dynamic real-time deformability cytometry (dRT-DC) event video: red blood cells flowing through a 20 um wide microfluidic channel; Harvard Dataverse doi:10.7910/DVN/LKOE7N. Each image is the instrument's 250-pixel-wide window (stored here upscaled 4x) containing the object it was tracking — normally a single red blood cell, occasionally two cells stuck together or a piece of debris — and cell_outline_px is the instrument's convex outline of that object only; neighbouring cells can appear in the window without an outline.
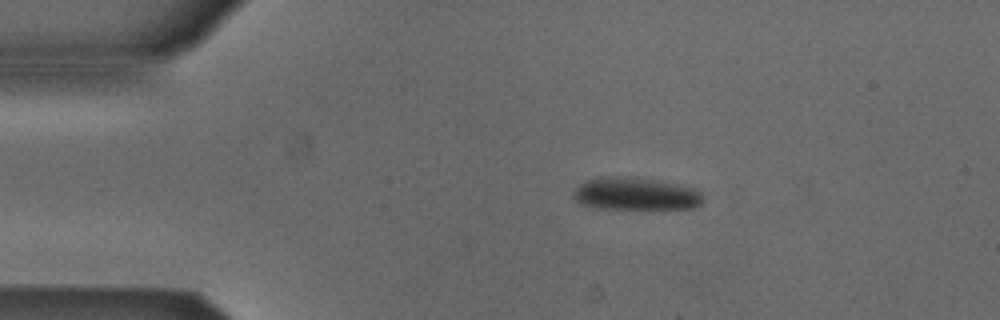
{"species": "Egyptian fruit bat (a non-hibernating species)", "species_latin": "Rousettus aegyptiacus", "temperature_condition": "cold", "stored_images_in_passage": 44, "camera_frame_rate_fps": 3000, "um_per_image_px": 0.085, "animal": {"sex": "male"}, "frame": {"image": 1, "passage_image": 1, "time_ms": 0.0, "image_size_px": [1000, 320], "cell_outline_px": [[704, 200], [700, 204], [692, 208], [600, 208], [580, 204], [572, 196], [572, 192], [580, 184], [588, 180], [600, 176], [636, 176], [684, 184], [696, 188], [704, 196]], "centroid_in_image_um": [54.06, 16.44], "position_along_channel_um": 30.9, "area_um2": 25.09}}
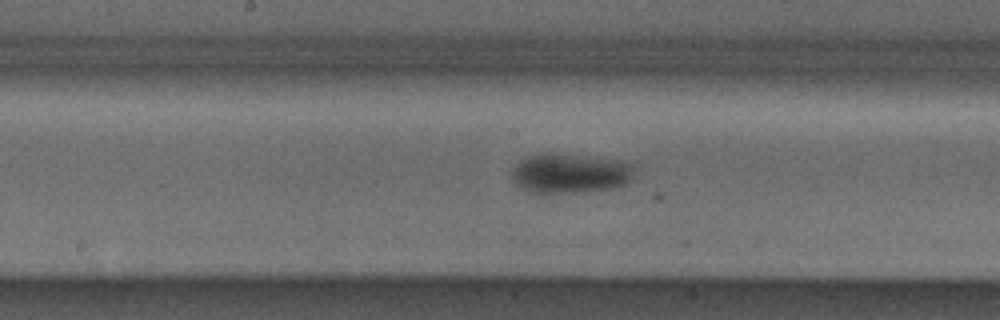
{"frame": {"image": 2, "passage_image": 18, "time_ms": 5.667, "image_size_px": [1000, 320], "cell_outline_px": [[640, 164], [628, 184], [616, 188], [572, 192], [532, 192], [516, 184], [512, 176], [512, 168], [520, 160], [544, 152], [552, 152], [624, 160]], "centroid_in_image_um": [48.59, 14.7], "position_along_channel_um": 199.6, "area_um2": 28.84}}
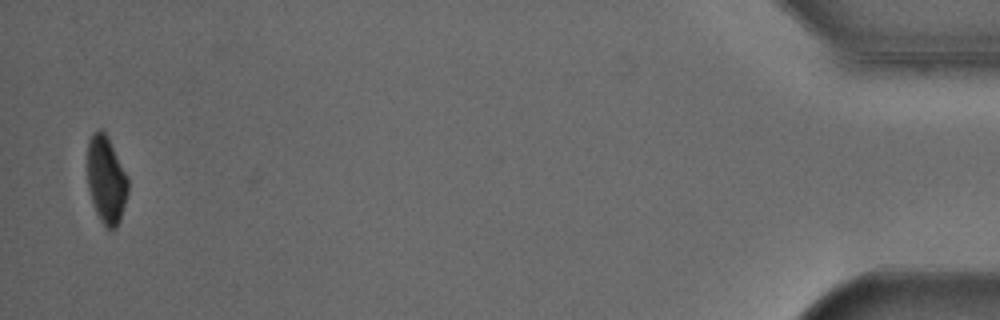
{"frame": {"image": 3, "passage_image": 43, "time_ms": 14.0, "image_size_px": [1000, 320], "cell_outline_px": [[128, 192], [120, 220], [116, 228], [112, 232], [100, 220], [96, 212], [88, 188], [88, 140], [92, 132], [100, 128], [104, 132], [128, 180]], "centroid_in_image_um": [9.01, 15.33], "position_along_channel_um": 426.2, "area_um2": 20.17}}